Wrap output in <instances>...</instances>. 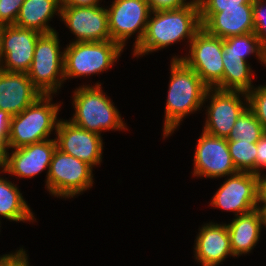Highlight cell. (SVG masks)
<instances>
[{"instance_id": "16", "label": "cell", "mask_w": 266, "mask_h": 266, "mask_svg": "<svg viewBox=\"0 0 266 266\" xmlns=\"http://www.w3.org/2000/svg\"><path fill=\"white\" fill-rule=\"evenodd\" d=\"M57 148L55 138L29 144L23 147L8 151L3 164V172L19 178H33L47 169L46 179L49 166L54 151Z\"/></svg>"}, {"instance_id": "17", "label": "cell", "mask_w": 266, "mask_h": 266, "mask_svg": "<svg viewBox=\"0 0 266 266\" xmlns=\"http://www.w3.org/2000/svg\"><path fill=\"white\" fill-rule=\"evenodd\" d=\"M202 27L211 35L223 40L254 32L252 4L221 8V12H200Z\"/></svg>"}, {"instance_id": "2", "label": "cell", "mask_w": 266, "mask_h": 266, "mask_svg": "<svg viewBox=\"0 0 266 266\" xmlns=\"http://www.w3.org/2000/svg\"><path fill=\"white\" fill-rule=\"evenodd\" d=\"M165 106L163 138H167L179 128L181 121L201 111L204 106L208 86L199 75L181 59H171L170 80Z\"/></svg>"}, {"instance_id": "19", "label": "cell", "mask_w": 266, "mask_h": 266, "mask_svg": "<svg viewBox=\"0 0 266 266\" xmlns=\"http://www.w3.org/2000/svg\"><path fill=\"white\" fill-rule=\"evenodd\" d=\"M41 95L27 73L0 69V110L7 111L12 116L17 115Z\"/></svg>"}, {"instance_id": "31", "label": "cell", "mask_w": 266, "mask_h": 266, "mask_svg": "<svg viewBox=\"0 0 266 266\" xmlns=\"http://www.w3.org/2000/svg\"><path fill=\"white\" fill-rule=\"evenodd\" d=\"M200 12H221V8L252 4L253 0H198Z\"/></svg>"}, {"instance_id": "9", "label": "cell", "mask_w": 266, "mask_h": 266, "mask_svg": "<svg viewBox=\"0 0 266 266\" xmlns=\"http://www.w3.org/2000/svg\"><path fill=\"white\" fill-rule=\"evenodd\" d=\"M206 102L209 105L204 106L207 117L202 131L227 139L237 118L248 107L247 93L208 88L203 104Z\"/></svg>"}, {"instance_id": "18", "label": "cell", "mask_w": 266, "mask_h": 266, "mask_svg": "<svg viewBox=\"0 0 266 266\" xmlns=\"http://www.w3.org/2000/svg\"><path fill=\"white\" fill-rule=\"evenodd\" d=\"M195 237L194 258L201 266H219L227 257H234L226 223H204Z\"/></svg>"}, {"instance_id": "15", "label": "cell", "mask_w": 266, "mask_h": 266, "mask_svg": "<svg viewBox=\"0 0 266 266\" xmlns=\"http://www.w3.org/2000/svg\"><path fill=\"white\" fill-rule=\"evenodd\" d=\"M40 32L4 25L0 69L7 72L27 73L31 67Z\"/></svg>"}, {"instance_id": "36", "label": "cell", "mask_w": 266, "mask_h": 266, "mask_svg": "<svg viewBox=\"0 0 266 266\" xmlns=\"http://www.w3.org/2000/svg\"><path fill=\"white\" fill-rule=\"evenodd\" d=\"M102 0H69L64 6H95L100 5Z\"/></svg>"}, {"instance_id": "39", "label": "cell", "mask_w": 266, "mask_h": 266, "mask_svg": "<svg viewBox=\"0 0 266 266\" xmlns=\"http://www.w3.org/2000/svg\"><path fill=\"white\" fill-rule=\"evenodd\" d=\"M69 0H57L58 4L62 7L64 6Z\"/></svg>"}, {"instance_id": "22", "label": "cell", "mask_w": 266, "mask_h": 266, "mask_svg": "<svg viewBox=\"0 0 266 266\" xmlns=\"http://www.w3.org/2000/svg\"><path fill=\"white\" fill-rule=\"evenodd\" d=\"M0 173L3 174L2 168H0ZM2 176H0V218L10 222L34 223L35 215L17 185L12 183L8 177L6 178V175Z\"/></svg>"}, {"instance_id": "28", "label": "cell", "mask_w": 266, "mask_h": 266, "mask_svg": "<svg viewBox=\"0 0 266 266\" xmlns=\"http://www.w3.org/2000/svg\"><path fill=\"white\" fill-rule=\"evenodd\" d=\"M254 33L266 52V0H253Z\"/></svg>"}, {"instance_id": "1", "label": "cell", "mask_w": 266, "mask_h": 266, "mask_svg": "<svg viewBox=\"0 0 266 266\" xmlns=\"http://www.w3.org/2000/svg\"><path fill=\"white\" fill-rule=\"evenodd\" d=\"M201 28L198 0L179 9L151 11L144 37L133 49V57L161 51L183 40L189 45Z\"/></svg>"}, {"instance_id": "26", "label": "cell", "mask_w": 266, "mask_h": 266, "mask_svg": "<svg viewBox=\"0 0 266 266\" xmlns=\"http://www.w3.org/2000/svg\"><path fill=\"white\" fill-rule=\"evenodd\" d=\"M229 153L238 172L256 174L257 142L227 141Z\"/></svg>"}, {"instance_id": "27", "label": "cell", "mask_w": 266, "mask_h": 266, "mask_svg": "<svg viewBox=\"0 0 266 266\" xmlns=\"http://www.w3.org/2000/svg\"><path fill=\"white\" fill-rule=\"evenodd\" d=\"M256 86L247 93L248 108L254 113L255 117L266 130V83Z\"/></svg>"}, {"instance_id": "25", "label": "cell", "mask_w": 266, "mask_h": 266, "mask_svg": "<svg viewBox=\"0 0 266 266\" xmlns=\"http://www.w3.org/2000/svg\"><path fill=\"white\" fill-rule=\"evenodd\" d=\"M266 132L254 113L247 107L237 118L227 141L257 142Z\"/></svg>"}, {"instance_id": "37", "label": "cell", "mask_w": 266, "mask_h": 266, "mask_svg": "<svg viewBox=\"0 0 266 266\" xmlns=\"http://www.w3.org/2000/svg\"><path fill=\"white\" fill-rule=\"evenodd\" d=\"M257 208L261 213L263 228H266V203H258Z\"/></svg>"}, {"instance_id": "5", "label": "cell", "mask_w": 266, "mask_h": 266, "mask_svg": "<svg viewBox=\"0 0 266 266\" xmlns=\"http://www.w3.org/2000/svg\"><path fill=\"white\" fill-rule=\"evenodd\" d=\"M124 49L112 40L69 43L64 48V78L102 74L117 63Z\"/></svg>"}, {"instance_id": "10", "label": "cell", "mask_w": 266, "mask_h": 266, "mask_svg": "<svg viewBox=\"0 0 266 266\" xmlns=\"http://www.w3.org/2000/svg\"><path fill=\"white\" fill-rule=\"evenodd\" d=\"M110 38L125 49L128 39L135 35L132 49L142 41L151 9L147 0H113L106 6Z\"/></svg>"}, {"instance_id": "23", "label": "cell", "mask_w": 266, "mask_h": 266, "mask_svg": "<svg viewBox=\"0 0 266 266\" xmlns=\"http://www.w3.org/2000/svg\"><path fill=\"white\" fill-rule=\"evenodd\" d=\"M222 62L224 66L223 78L214 87L221 90L250 92L255 86L252 84L254 78L251 66L236 53L223 51ZM253 78V79H252Z\"/></svg>"}, {"instance_id": "12", "label": "cell", "mask_w": 266, "mask_h": 266, "mask_svg": "<svg viewBox=\"0 0 266 266\" xmlns=\"http://www.w3.org/2000/svg\"><path fill=\"white\" fill-rule=\"evenodd\" d=\"M60 21L75 35L70 43L111 40L105 6H62Z\"/></svg>"}, {"instance_id": "7", "label": "cell", "mask_w": 266, "mask_h": 266, "mask_svg": "<svg viewBox=\"0 0 266 266\" xmlns=\"http://www.w3.org/2000/svg\"><path fill=\"white\" fill-rule=\"evenodd\" d=\"M93 168L56 148L53 153L45 188L55 198L71 199L90 190L94 184Z\"/></svg>"}, {"instance_id": "6", "label": "cell", "mask_w": 266, "mask_h": 266, "mask_svg": "<svg viewBox=\"0 0 266 266\" xmlns=\"http://www.w3.org/2000/svg\"><path fill=\"white\" fill-rule=\"evenodd\" d=\"M59 33H41L34 49L31 67L27 72L33 86L42 95H57L65 82L64 50Z\"/></svg>"}, {"instance_id": "34", "label": "cell", "mask_w": 266, "mask_h": 266, "mask_svg": "<svg viewBox=\"0 0 266 266\" xmlns=\"http://www.w3.org/2000/svg\"><path fill=\"white\" fill-rule=\"evenodd\" d=\"M266 169V132L257 141L256 175L262 174Z\"/></svg>"}, {"instance_id": "8", "label": "cell", "mask_w": 266, "mask_h": 266, "mask_svg": "<svg viewBox=\"0 0 266 266\" xmlns=\"http://www.w3.org/2000/svg\"><path fill=\"white\" fill-rule=\"evenodd\" d=\"M187 47L189 52L185 56L177 54L171 59H181L209 88H214L223 78V39L202 27Z\"/></svg>"}, {"instance_id": "4", "label": "cell", "mask_w": 266, "mask_h": 266, "mask_svg": "<svg viewBox=\"0 0 266 266\" xmlns=\"http://www.w3.org/2000/svg\"><path fill=\"white\" fill-rule=\"evenodd\" d=\"M53 96L41 95L21 113L12 116L7 140L9 149L49 140L53 130L56 132L61 102L54 103Z\"/></svg>"}, {"instance_id": "13", "label": "cell", "mask_w": 266, "mask_h": 266, "mask_svg": "<svg viewBox=\"0 0 266 266\" xmlns=\"http://www.w3.org/2000/svg\"><path fill=\"white\" fill-rule=\"evenodd\" d=\"M194 152V177L222 178L238 173L229 153L227 139L215 137L202 131Z\"/></svg>"}, {"instance_id": "38", "label": "cell", "mask_w": 266, "mask_h": 266, "mask_svg": "<svg viewBox=\"0 0 266 266\" xmlns=\"http://www.w3.org/2000/svg\"><path fill=\"white\" fill-rule=\"evenodd\" d=\"M3 29H4V24L0 23V63L2 60V35H3Z\"/></svg>"}, {"instance_id": "20", "label": "cell", "mask_w": 266, "mask_h": 266, "mask_svg": "<svg viewBox=\"0 0 266 266\" xmlns=\"http://www.w3.org/2000/svg\"><path fill=\"white\" fill-rule=\"evenodd\" d=\"M226 225L234 258L251 253L260 239L263 228L259 209L255 208L250 212L240 214Z\"/></svg>"}, {"instance_id": "14", "label": "cell", "mask_w": 266, "mask_h": 266, "mask_svg": "<svg viewBox=\"0 0 266 266\" xmlns=\"http://www.w3.org/2000/svg\"><path fill=\"white\" fill-rule=\"evenodd\" d=\"M54 135L59 150L76 157L92 168L101 164L104 142L99 134L82 129L69 120L60 119Z\"/></svg>"}, {"instance_id": "33", "label": "cell", "mask_w": 266, "mask_h": 266, "mask_svg": "<svg viewBox=\"0 0 266 266\" xmlns=\"http://www.w3.org/2000/svg\"><path fill=\"white\" fill-rule=\"evenodd\" d=\"M151 11L179 9L191 4L194 0H147Z\"/></svg>"}, {"instance_id": "30", "label": "cell", "mask_w": 266, "mask_h": 266, "mask_svg": "<svg viewBox=\"0 0 266 266\" xmlns=\"http://www.w3.org/2000/svg\"><path fill=\"white\" fill-rule=\"evenodd\" d=\"M11 118L12 115L7 111L0 110V168L3 167L6 155L9 151L7 140L9 136Z\"/></svg>"}, {"instance_id": "29", "label": "cell", "mask_w": 266, "mask_h": 266, "mask_svg": "<svg viewBox=\"0 0 266 266\" xmlns=\"http://www.w3.org/2000/svg\"><path fill=\"white\" fill-rule=\"evenodd\" d=\"M25 0H0V23L14 25Z\"/></svg>"}, {"instance_id": "21", "label": "cell", "mask_w": 266, "mask_h": 266, "mask_svg": "<svg viewBox=\"0 0 266 266\" xmlns=\"http://www.w3.org/2000/svg\"><path fill=\"white\" fill-rule=\"evenodd\" d=\"M55 15L59 18L61 15V6L57 0H25L14 25L50 33L56 31L49 24Z\"/></svg>"}, {"instance_id": "3", "label": "cell", "mask_w": 266, "mask_h": 266, "mask_svg": "<svg viewBox=\"0 0 266 266\" xmlns=\"http://www.w3.org/2000/svg\"><path fill=\"white\" fill-rule=\"evenodd\" d=\"M103 83L83 84L74 89L72 105L75 110L69 121L74 125L102 136V131H125L127 124L114 106L113 100L102 90Z\"/></svg>"}, {"instance_id": "11", "label": "cell", "mask_w": 266, "mask_h": 266, "mask_svg": "<svg viewBox=\"0 0 266 266\" xmlns=\"http://www.w3.org/2000/svg\"><path fill=\"white\" fill-rule=\"evenodd\" d=\"M233 212L234 216L250 212L258 205V175L238 172L225 177L208 206Z\"/></svg>"}, {"instance_id": "32", "label": "cell", "mask_w": 266, "mask_h": 266, "mask_svg": "<svg viewBox=\"0 0 266 266\" xmlns=\"http://www.w3.org/2000/svg\"><path fill=\"white\" fill-rule=\"evenodd\" d=\"M28 254L23 247L9 254L0 255V266H30Z\"/></svg>"}, {"instance_id": "24", "label": "cell", "mask_w": 266, "mask_h": 266, "mask_svg": "<svg viewBox=\"0 0 266 266\" xmlns=\"http://www.w3.org/2000/svg\"><path fill=\"white\" fill-rule=\"evenodd\" d=\"M223 49L226 53H236L245 61L254 55L262 66L266 67V52L264 51L260 39L254 32L243 35L231 36L223 40ZM255 53V54H254Z\"/></svg>"}, {"instance_id": "35", "label": "cell", "mask_w": 266, "mask_h": 266, "mask_svg": "<svg viewBox=\"0 0 266 266\" xmlns=\"http://www.w3.org/2000/svg\"><path fill=\"white\" fill-rule=\"evenodd\" d=\"M258 203H266V174L258 175Z\"/></svg>"}]
</instances>
